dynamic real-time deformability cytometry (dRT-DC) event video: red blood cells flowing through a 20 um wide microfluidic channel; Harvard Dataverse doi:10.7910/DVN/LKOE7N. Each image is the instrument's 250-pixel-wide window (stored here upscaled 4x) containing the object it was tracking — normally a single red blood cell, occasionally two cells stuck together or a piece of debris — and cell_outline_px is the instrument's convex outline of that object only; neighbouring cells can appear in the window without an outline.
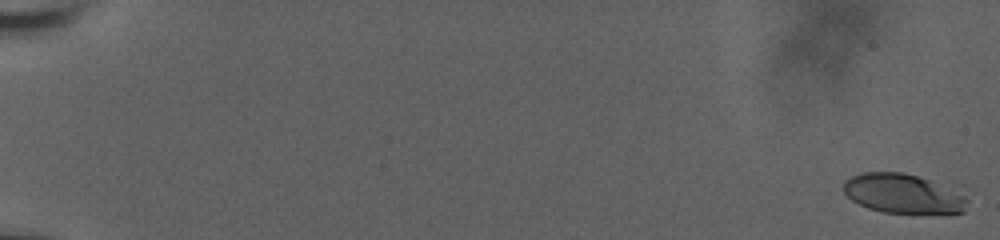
{"species": "human", "species_latin": "Homo sapiens", "temperature_condition": "room temperature", "stored_images_in_passage": 35, "camera_frame_rate_fps": 3000, "um_per_image_px": 0.085, "donor": {"sex": "male"}, "frame": {"image": 1, "passage_image": 1, "time_ms": 0.0, "image_size_px": [1000, 240], "cell_outline_px": [[968, 200], [964, 212], [884, 212], [868, 208], [852, 200], [844, 192], [844, 180], [852, 176], [864, 172], [900, 172], [964, 184]], "centroid_in_image_um": [76.97, 16.4], "position_along_channel_um": 8.0, "area_um2": 29.71}}
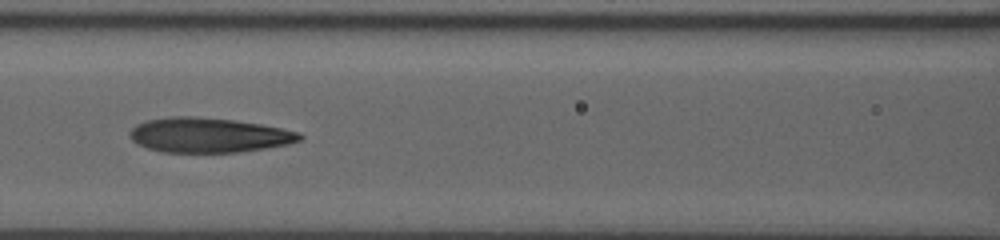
{"frame": {"image": 2, "passage_image": 25, "time_ms": 9.667, "image_size_px": [1000, 240], "cell_outline_px": [[304, 136], [300, 140], [288, 144], [240, 152], [160, 152], [148, 148], [132, 140], [128, 136], [128, 132], [136, 124], [148, 120], [168, 116], [192, 116], [232, 120], [260, 124], [300, 132]], "centroid_in_image_um": [17.71, 11.48], "position_along_channel_um": 148.9, "area_um2": 34.33}}
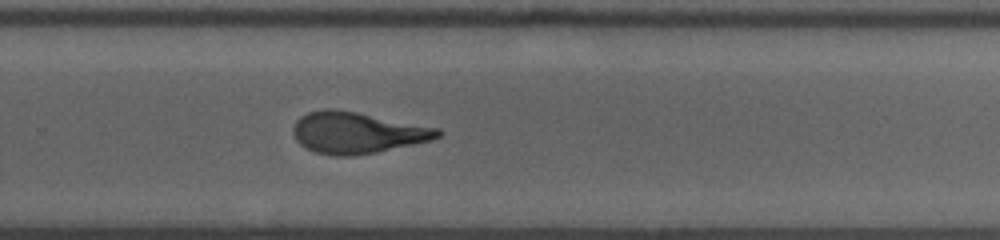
{"frame": {"image": 3, "passage_image": 35, "time_ms": 13.667, "image_size_px": [1000, 240], "cell_outline_px": [[444, 132], [440, 136], [432, 140], [376, 152], [352, 156], [340, 156], [316, 152], [300, 144], [296, 140], [292, 132], [292, 128], [296, 120], [300, 116], [308, 112], [324, 108], [332, 108], [356, 112], [440, 128]], "centroid_in_image_um": [30.35, 11.27], "position_along_channel_um": 299.4, "area_um2": 34.8}}